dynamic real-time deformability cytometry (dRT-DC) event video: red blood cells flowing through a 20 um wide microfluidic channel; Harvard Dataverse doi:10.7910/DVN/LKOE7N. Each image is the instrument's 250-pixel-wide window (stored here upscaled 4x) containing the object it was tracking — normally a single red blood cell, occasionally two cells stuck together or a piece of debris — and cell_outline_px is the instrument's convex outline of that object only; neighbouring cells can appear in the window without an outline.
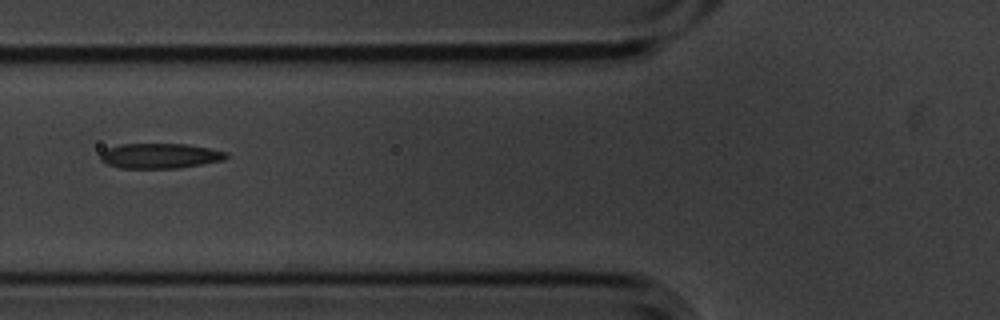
{"species": "common noctule bat (a hibernating species)", "species_latin": "Nyctalus noctula", "temperature_condition": "cold", "stored_images_in_passage": 9, "camera_frame_rate_fps": 3000, "um_per_image_px": 0.085, "animal": {"sex": "male", "body_mass_g": 20.1, "forearm_length_mm": 53.5}, "frame": {"image": 1, "passage_image": 6, "time_ms": 1.667, "image_size_px": [1000, 320], "cell_outline_px": [[228, 156], [224, 160], [180, 168], [120, 168], [108, 164], [100, 160], [100, 152], [104, 148], [120, 144], [188, 144], [228, 152]], "centroid_in_image_um": [13.57, 13.24], "position_along_channel_um": 112.2, "area_um2": 18.55}}
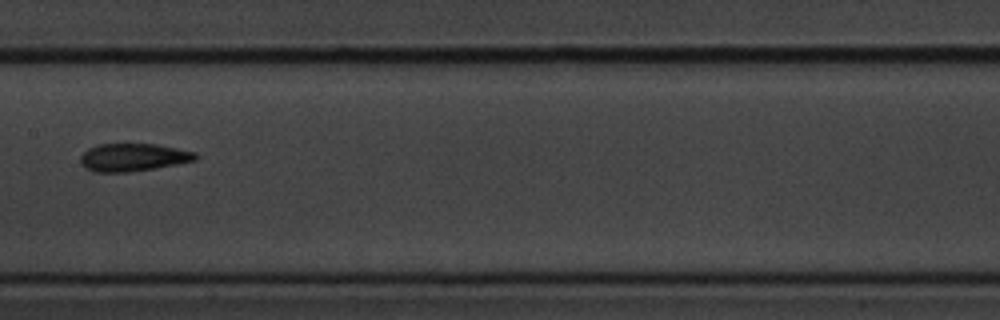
{"frame": {"image": 2, "passage_image": 8, "time_ms": 2.333, "image_size_px": [1000, 320], "cell_outline_px": [[200, 156], [196, 160], [156, 168], [128, 172], [96, 172], [88, 168], [80, 160], [80, 156], [88, 148], [96, 144], [156, 144], [196, 152]], "centroid_in_image_um": [11.35, 13.36], "position_along_channel_um": 196.0, "area_um2": 18.55}}
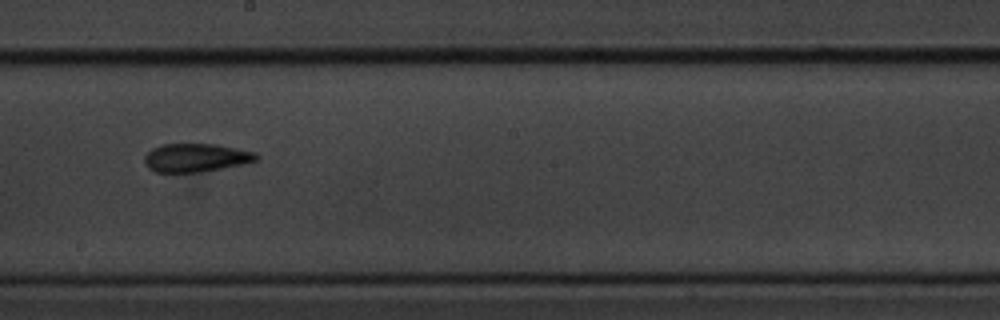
{"frame": {"image": 3, "passage_image": 9, "time_ms": 2.667, "image_size_px": [1000, 320], "cell_outline_px": [[260, 156], [256, 160], [244, 164], [196, 172], [156, 172], [148, 168], [144, 160], [144, 156], [152, 148], [160, 144], [216, 144], [256, 152]], "centroid_in_image_um": [16.64, 13.39], "position_along_channel_um": 231.6, "area_um2": 18.44}}